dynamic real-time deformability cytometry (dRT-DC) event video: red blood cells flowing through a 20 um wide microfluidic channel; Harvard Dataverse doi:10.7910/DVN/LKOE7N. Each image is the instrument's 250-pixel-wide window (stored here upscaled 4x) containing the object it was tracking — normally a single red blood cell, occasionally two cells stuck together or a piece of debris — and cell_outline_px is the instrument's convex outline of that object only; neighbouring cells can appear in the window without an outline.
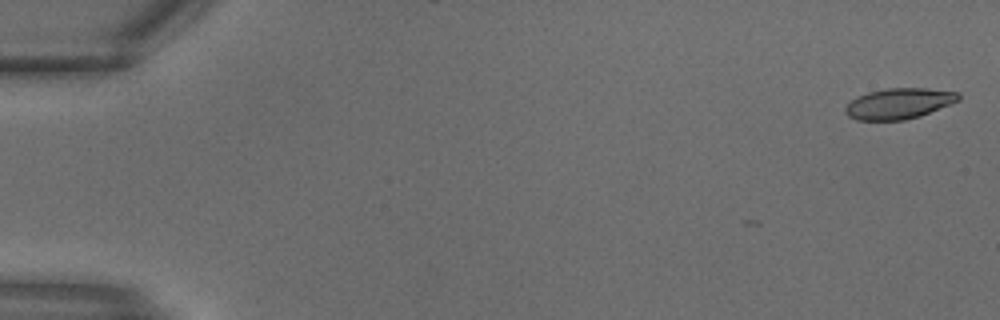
{"species": "common noctule bat (a hibernating species)", "species_latin": "Nyctalus noctula", "temperature_condition": "warm", "stored_images_in_passage": 5, "camera_frame_rate_fps": 3000, "um_per_image_px": 0.085, "animal": {"sex": "male", "body_mass_g": 18.8}, "frame": {"image": 1, "passage_image": 1, "time_ms": 0.0, "image_size_px": [1000, 320], "cell_outline_px": [[960, 100], [920, 116], [904, 120], [856, 120], [848, 116], [844, 112], [844, 108], [856, 96], [868, 92], [884, 88], [924, 88], [960, 92]], "centroid_in_image_um": [76.39, 8.79], "position_along_channel_um": 8.6, "area_um2": 20.35}}